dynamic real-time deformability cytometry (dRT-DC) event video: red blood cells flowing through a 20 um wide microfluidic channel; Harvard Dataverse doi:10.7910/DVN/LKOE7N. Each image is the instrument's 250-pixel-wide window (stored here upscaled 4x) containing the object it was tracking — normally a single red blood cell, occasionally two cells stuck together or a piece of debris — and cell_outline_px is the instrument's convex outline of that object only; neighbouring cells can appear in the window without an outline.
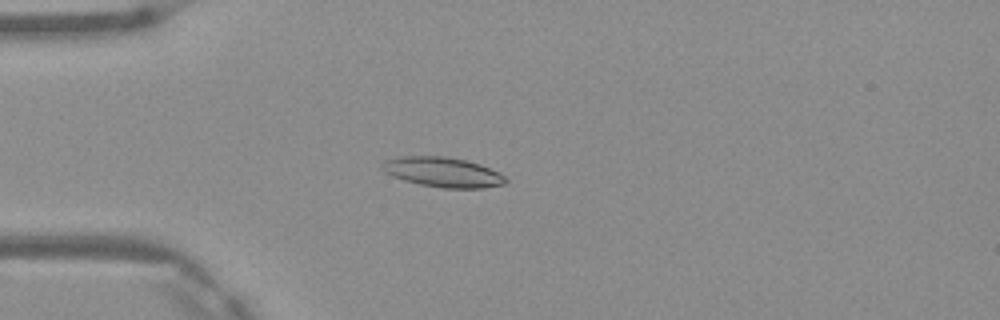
{"species": "Egyptian fruit bat (a non-hibernating species)", "species_latin": "Rousettus aegyptiacus", "temperature_condition": "warm", "stored_images_in_passage": 5, "camera_frame_rate_fps": 3000, "um_per_image_px": 0.085, "frame": {"image": 1, "passage_image": 4, "time_ms": 1.0, "image_size_px": [1000, 320], "cell_outline_px": [[508, 180], [504, 184], [484, 188], [444, 188], [420, 184], [404, 180], [392, 176], [384, 172], [380, 168], [384, 160], [400, 156], [444, 156], [464, 160], [480, 164], [500, 172]], "centroid_in_image_um": [37.63, 14.63], "position_along_channel_um": 47.4, "area_um2": 21.56}}